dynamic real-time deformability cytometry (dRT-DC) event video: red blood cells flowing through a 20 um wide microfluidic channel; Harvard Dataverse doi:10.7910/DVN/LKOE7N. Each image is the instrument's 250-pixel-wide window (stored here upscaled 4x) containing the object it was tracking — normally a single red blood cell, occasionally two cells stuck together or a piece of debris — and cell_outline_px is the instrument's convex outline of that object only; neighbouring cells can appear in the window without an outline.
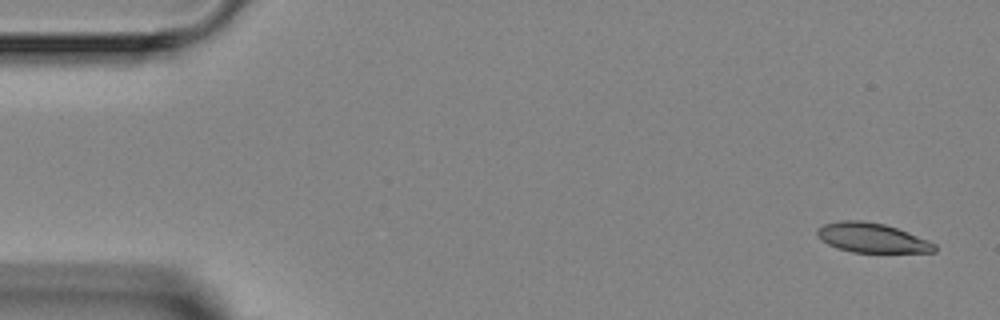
{"species": "Egyptian fruit bat (a non-hibernating species)", "species_latin": "Rousettus aegyptiacus", "temperature_condition": "room temperature", "stored_images_in_passage": 4, "camera_frame_rate_fps": 3000, "um_per_image_px": 0.085, "animal": {"sex": "female"}, "frame": {"image": 1, "passage_image": 1, "time_ms": 0.0, "image_size_px": [1000, 320], "cell_outline_px": [[936, 252], [852, 252], [836, 248], [828, 244], [816, 236], [816, 228], [824, 224], [840, 220], [864, 220], [884, 224], [896, 228], [928, 240], [936, 244]], "centroid_in_image_um": [74.07, 20.21], "position_along_channel_um": 10.9, "area_um2": 20.23}}
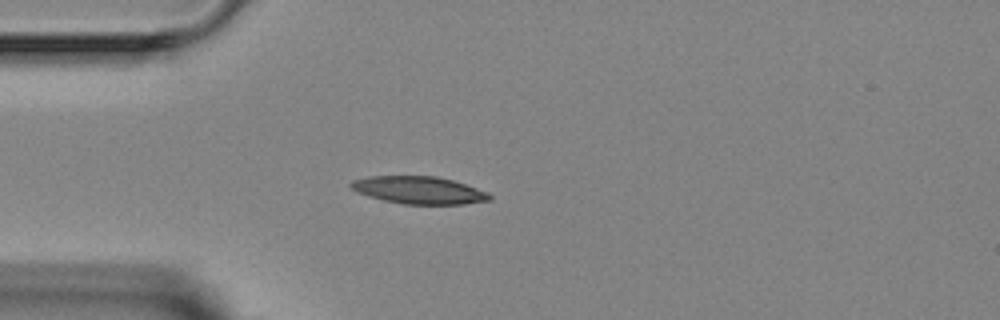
{"frame": {"image": 2, "passage_image": 4, "time_ms": 3.667, "image_size_px": [1000, 320], "cell_outline_px": [[492, 200], [464, 204], [404, 204], [384, 200], [356, 192], [348, 184], [352, 180], [368, 176], [436, 176], [452, 180], [488, 192], [492, 196]], "centroid_in_image_um": [35.61, 16.16], "position_along_channel_um": 49.4, "area_um2": 22.14}}